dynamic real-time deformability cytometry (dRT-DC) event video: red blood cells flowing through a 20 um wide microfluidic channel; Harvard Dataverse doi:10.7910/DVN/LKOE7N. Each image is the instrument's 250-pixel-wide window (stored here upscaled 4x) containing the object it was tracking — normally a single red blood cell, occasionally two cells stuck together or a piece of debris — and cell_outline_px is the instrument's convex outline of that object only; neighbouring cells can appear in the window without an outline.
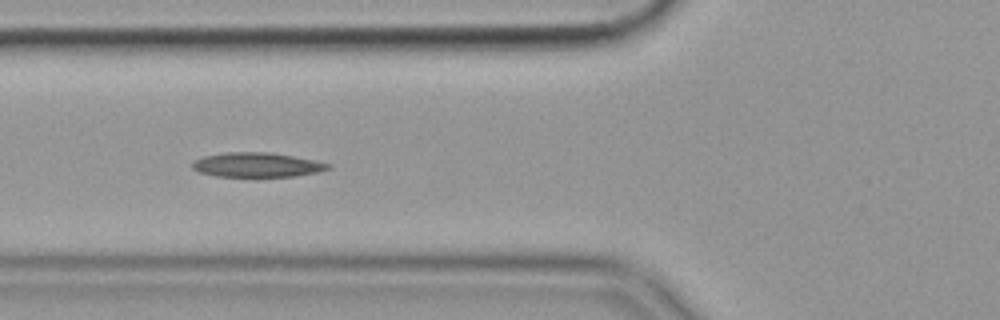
{"species": "common noctule bat (a hibernating species)", "species_latin": "Nyctalus noctula", "temperature_condition": "cold", "stored_images_in_passage": 42, "camera_frame_rate_fps": 3000, "um_per_image_px": 0.085, "animal": {"sex": "female", "body_mass_g": 19.9}, "frame": {"image": 1, "passage_image": 13, "time_ms": 4.0, "image_size_px": [1000, 320], "cell_outline_px": [[332, 168], [320, 172], [296, 176], [216, 176], [200, 172], [192, 168], [192, 164], [196, 160], [204, 156], [224, 152], [268, 152], [292, 156], [332, 164]], "centroid_in_image_um": [21.87, 14.01], "position_along_channel_um": 103.9, "area_um2": 19.25}, "authors_computed_cell_mechanics": {"area_um2": 19.2185, "velocity_mm_per_s": 3.5614, "shape_relaxation_time_tau1_ms": 7.3371, "shape_relaxation_time_tau2_ms": null, "deformation_change_tau1": 0.1622, "deformation_change_tau2": null}}